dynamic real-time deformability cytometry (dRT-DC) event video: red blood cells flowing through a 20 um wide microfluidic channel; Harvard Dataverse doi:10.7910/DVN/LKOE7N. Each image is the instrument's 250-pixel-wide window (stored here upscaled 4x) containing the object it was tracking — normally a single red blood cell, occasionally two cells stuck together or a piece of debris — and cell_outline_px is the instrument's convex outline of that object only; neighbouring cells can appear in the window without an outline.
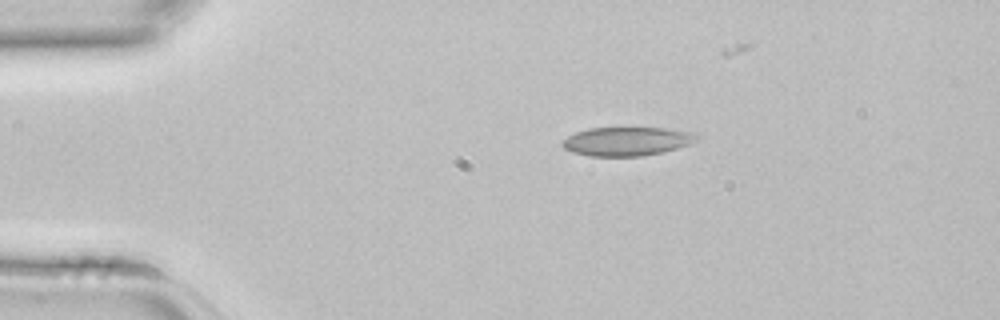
{"species": "common noctule bat (a hibernating species)", "species_latin": "Nyctalus noctula", "temperature_condition": "room temperature", "stored_images_in_passage": 1, "camera_frame_rate_fps": 3000, "um_per_image_px": 0.085, "animal": {"sex": "female", "body_mass_g": 22.7, "forearm_length_mm": 54.2}, "frame": {"image": 1, "passage_image": 1, "time_ms": 0.0, "image_size_px": [1000, 320], "cell_outline_px": [[700, 136], [692, 144], [664, 152], [644, 156], [588, 156], [572, 152], [564, 148], [560, 144], [560, 140], [576, 132], [588, 128], [664, 128], [692, 132]], "centroid_in_image_um": [53.27, 12.02], "position_along_channel_um": 31.7, "area_um2": 22.77}}